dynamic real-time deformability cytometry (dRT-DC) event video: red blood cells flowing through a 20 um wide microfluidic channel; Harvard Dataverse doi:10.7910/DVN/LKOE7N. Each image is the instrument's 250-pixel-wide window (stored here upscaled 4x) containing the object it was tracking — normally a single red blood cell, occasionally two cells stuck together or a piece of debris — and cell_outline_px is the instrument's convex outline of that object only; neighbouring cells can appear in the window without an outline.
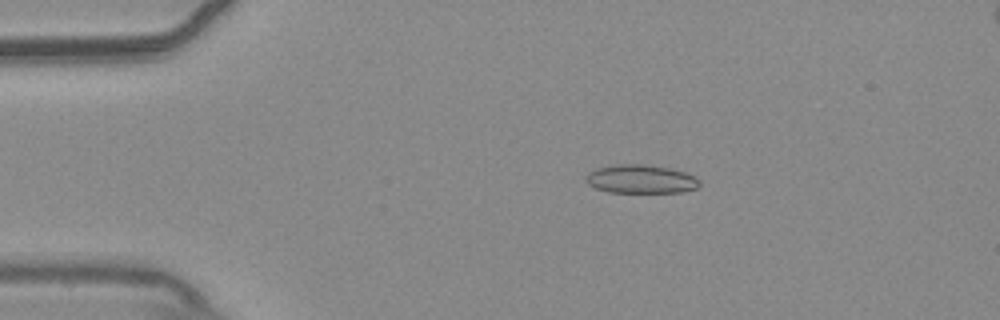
{"species": "common noctule bat (a hibernating species)", "species_latin": "Nyctalus noctula", "temperature_condition": "warm", "stored_images_in_passage": 57, "camera_frame_rate_fps": 3000, "um_per_image_px": 0.085, "animal": {"sex": "male", "body_mass_g": 20.4}, "frame": {"image": 1, "passage_image": 11, "time_ms": 3.333, "image_size_px": [1000, 320], "cell_outline_px": [[700, 184], [696, 188], [680, 192], [608, 192], [596, 188], [588, 184], [584, 180], [584, 176], [588, 172], [596, 168], [616, 164], [640, 164], [668, 168], [684, 172], [700, 180]], "centroid_in_image_um": [54.41, 15.22], "position_along_channel_um": 30.6, "area_um2": 18.84}}
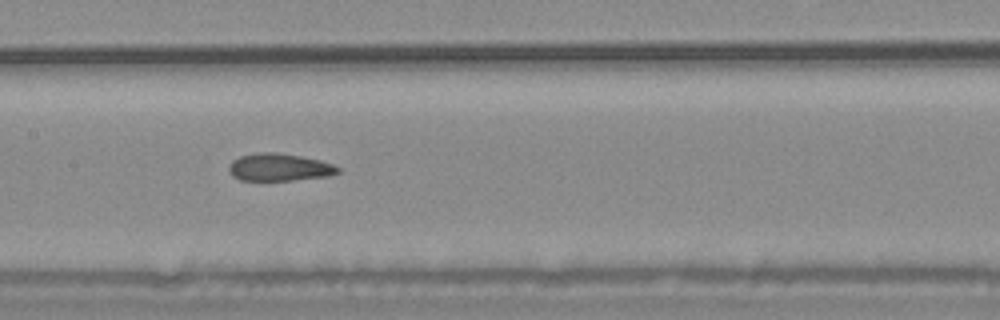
{"frame": {"image": 2, "passage_image": 28, "time_ms": 9.0, "image_size_px": [1000, 320], "cell_outline_px": [[340, 172], [328, 176], [292, 180], [240, 180], [232, 176], [228, 168], [232, 160], [240, 156], [260, 152], [276, 152], [300, 156], [320, 160], [332, 164], [340, 168]], "centroid_in_image_um": [23.73, 14.21], "position_along_channel_um": 183.7, "area_um2": 17.4}}
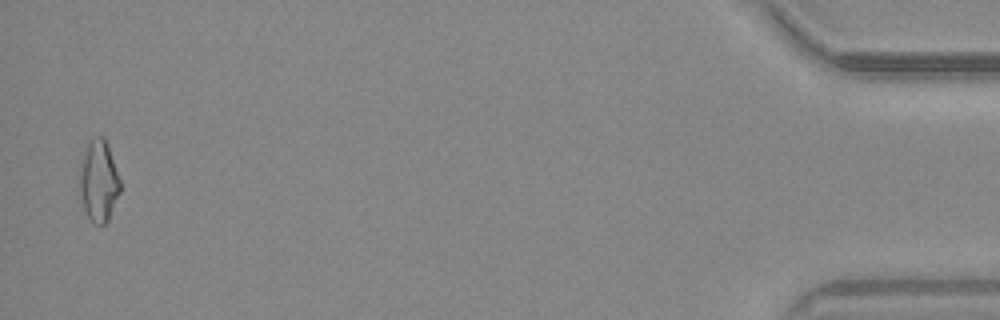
{"frame": {"image": 3, "passage_image": 55, "time_ms": 18.0, "image_size_px": [1000, 320], "cell_outline_px": [[120, 192], [108, 220], [104, 224], [96, 224], [88, 216], [84, 208], [80, 192], [80, 164], [88, 140], [100, 136], [104, 136], [108, 144], [120, 180]], "centroid_in_image_um": [8.4, 15.35], "position_along_channel_um": 426.8, "area_um2": 19.07}, "authors_computed_cell_mechanics": {"area_um2": 18.3804, "velocity_mm_per_s": 3.6932, "shape_relaxation_time_tau1_ms": null, "shape_relaxation_time_tau2_ms": 5.6927, "deformation_change_tau1": null, "deformation_change_tau2": 0.1152}}